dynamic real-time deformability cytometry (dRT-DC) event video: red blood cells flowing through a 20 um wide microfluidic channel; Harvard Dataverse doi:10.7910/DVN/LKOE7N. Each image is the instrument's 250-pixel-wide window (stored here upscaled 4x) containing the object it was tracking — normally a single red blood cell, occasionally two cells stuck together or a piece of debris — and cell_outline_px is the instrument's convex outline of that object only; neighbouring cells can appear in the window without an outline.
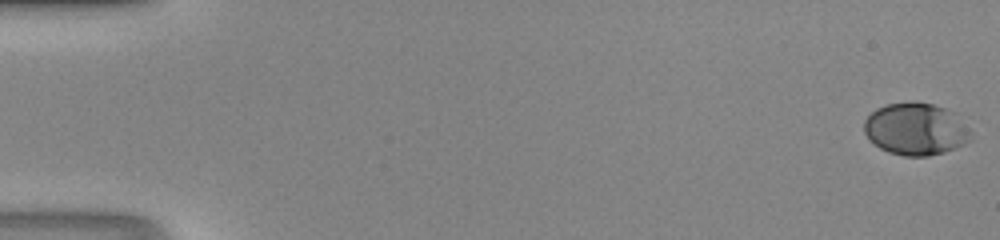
{"species": "human", "species_latin": "Homo sapiens", "temperature_condition": "room temperature", "stored_images_in_passage": 49, "camera_frame_rate_fps": 3000, "um_per_image_px": 0.085, "donor": {"sex": "male"}, "frame": {"image": 1, "passage_image": 1, "time_ms": 0.0, "image_size_px": [1000, 240], "cell_outline_px": [[972, 140], [964, 144], [944, 152], [928, 156], [904, 156], [888, 152], [880, 148], [868, 140], [864, 132], [864, 120], [876, 108], [884, 104], [912, 100], [916, 100], [932, 104], [956, 112], [972, 132]], "centroid_in_image_um": [77.84, 10.95], "position_along_channel_um": 7.2, "area_um2": 33.18}}
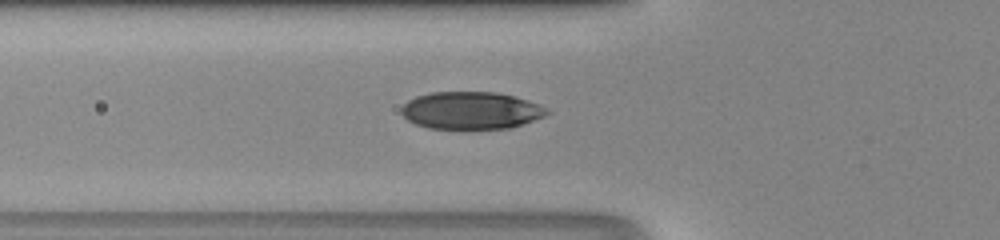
{"frame": {"image": 2, "passage_image": 19, "time_ms": 6.0, "image_size_px": [1000, 240], "cell_outline_px": [[552, 112], [544, 116], [508, 128], [464, 132], [428, 128], [416, 124], [408, 120], [400, 112], [400, 108], [408, 100], [416, 96], [432, 92], [496, 92], [528, 100], [548, 108]], "centroid_in_image_um": [40.0, 9.43], "position_along_channel_um": 85.8, "area_um2": 32.66}}
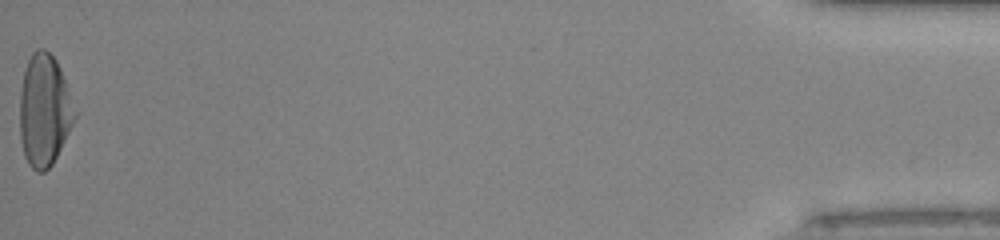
{"frame": {"image": 3, "passage_image": 49, "time_ms": 16.0, "image_size_px": [1000, 240], "cell_outline_px": [[76, 116], [52, 164], [44, 172], [36, 172], [28, 164], [24, 156], [20, 136], [20, 92], [24, 72], [28, 60], [32, 52], [36, 48], [44, 48], [56, 60], [60, 68], [76, 112]], "centroid_in_image_um": [3.74, 9.38], "position_along_channel_um": 431.5, "area_um2": 35.43}}